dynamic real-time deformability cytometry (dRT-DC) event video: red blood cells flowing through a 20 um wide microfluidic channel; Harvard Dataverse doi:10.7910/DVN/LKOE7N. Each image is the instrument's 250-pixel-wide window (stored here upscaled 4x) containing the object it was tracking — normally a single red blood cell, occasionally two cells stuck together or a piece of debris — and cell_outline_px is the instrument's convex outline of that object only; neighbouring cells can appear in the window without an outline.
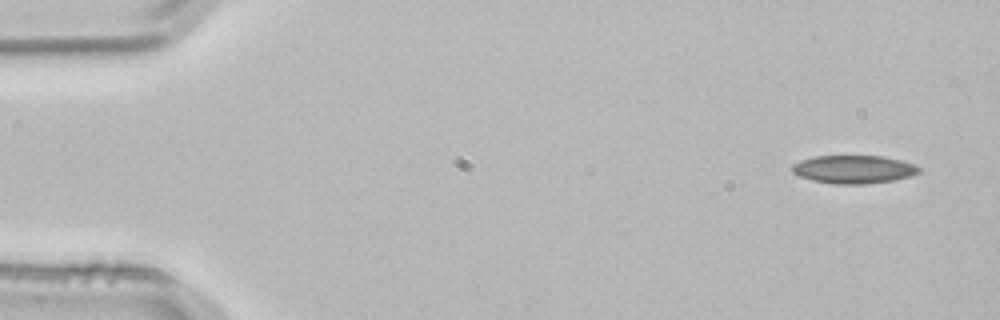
{"species": "common noctule bat (a hibernating species)", "species_latin": "Nyctalus noctula", "temperature_condition": "room temperature", "stored_images_in_passage": 5, "camera_frame_rate_fps": 3000, "um_per_image_px": 0.085, "animal": {"sex": "male", "body_mass_g": 21.5, "forearm_length_mm": 52.0}, "frame": {"image": 1, "passage_image": 1, "time_ms": 0.0, "image_size_px": [1000, 320], "cell_outline_px": [[920, 172], [912, 176], [896, 180], [864, 184], [836, 184], [812, 180], [800, 176], [792, 172], [792, 164], [800, 160], [816, 156], [884, 156], [916, 164], [920, 168]], "centroid_in_image_um": [72.6, 14.39], "position_along_channel_um": 12.4, "area_um2": 20.92}}